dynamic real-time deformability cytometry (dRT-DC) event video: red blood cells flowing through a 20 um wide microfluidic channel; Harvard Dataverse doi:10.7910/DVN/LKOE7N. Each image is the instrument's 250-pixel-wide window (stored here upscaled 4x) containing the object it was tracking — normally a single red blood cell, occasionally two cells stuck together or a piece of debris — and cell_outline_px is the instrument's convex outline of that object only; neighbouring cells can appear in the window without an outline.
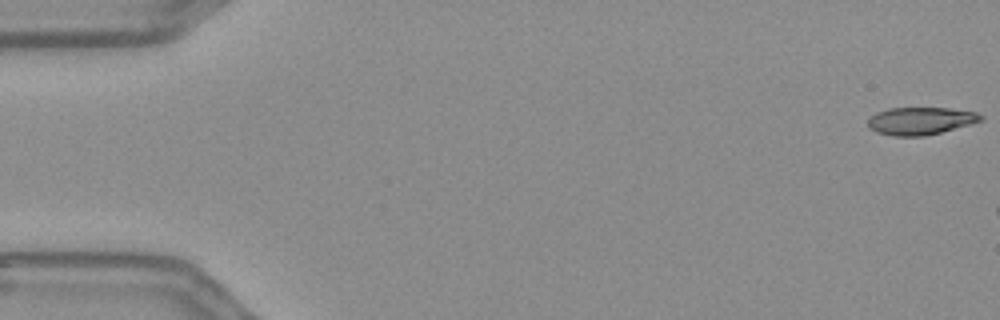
{"species": "Egyptian fruit bat (a non-hibernating species)", "species_latin": "Rousettus aegyptiacus", "temperature_condition": "warm", "stored_images_in_passage": 10, "camera_frame_rate_fps": 3000, "um_per_image_px": 0.085, "frame": {"image": 1, "passage_image": 1, "time_ms": 0.0, "image_size_px": [1000, 320], "cell_outline_px": [[984, 120], [940, 132], [924, 136], [892, 136], [876, 132], [868, 128], [868, 120], [876, 112], [888, 108], [948, 108], [976, 112], [984, 116]], "centroid_in_image_um": [78.22, 10.27], "position_along_channel_um": 6.8, "area_um2": 18.09}}